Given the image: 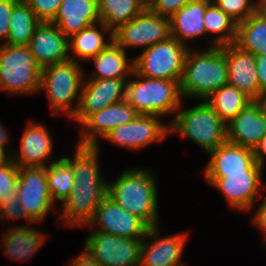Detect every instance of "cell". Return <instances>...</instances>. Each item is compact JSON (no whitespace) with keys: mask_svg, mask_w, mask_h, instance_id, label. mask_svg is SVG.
<instances>
[{"mask_svg":"<svg viewBox=\"0 0 266 266\" xmlns=\"http://www.w3.org/2000/svg\"><path fill=\"white\" fill-rule=\"evenodd\" d=\"M225 57L228 67V84L236 87L252 100H256L260 89L255 56L232 43L225 45Z\"/></svg>","mask_w":266,"mask_h":266,"instance_id":"cell-20","label":"cell"},{"mask_svg":"<svg viewBox=\"0 0 266 266\" xmlns=\"http://www.w3.org/2000/svg\"><path fill=\"white\" fill-rule=\"evenodd\" d=\"M170 36V18L153 13L148 7L113 30V42L124 50L128 47L147 49Z\"/></svg>","mask_w":266,"mask_h":266,"instance_id":"cell-10","label":"cell"},{"mask_svg":"<svg viewBox=\"0 0 266 266\" xmlns=\"http://www.w3.org/2000/svg\"><path fill=\"white\" fill-rule=\"evenodd\" d=\"M169 132L192 140L207 154L227 141L226 123L204 100L189 109L177 110Z\"/></svg>","mask_w":266,"mask_h":266,"instance_id":"cell-5","label":"cell"},{"mask_svg":"<svg viewBox=\"0 0 266 266\" xmlns=\"http://www.w3.org/2000/svg\"><path fill=\"white\" fill-rule=\"evenodd\" d=\"M40 21L24 1L19 0L12 9L10 29L7 38L8 45L28 46L35 28Z\"/></svg>","mask_w":266,"mask_h":266,"instance_id":"cell-32","label":"cell"},{"mask_svg":"<svg viewBox=\"0 0 266 266\" xmlns=\"http://www.w3.org/2000/svg\"><path fill=\"white\" fill-rule=\"evenodd\" d=\"M19 167L11 158H0V205L11 204L17 198Z\"/></svg>","mask_w":266,"mask_h":266,"instance_id":"cell-35","label":"cell"},{"mask_svg":"<svg viewBox=\"0 0 266 266\" xmlns=\"http://www.w3.org/2000/svg\"><path fill=\"white\" fill-rule=\"evenodd\" d=\"M52 147V137L46 127L30 122L21 137V149L17 154L11 153V159L18 167H45Z\"/></svg>","mask_w":266,"mask_h":266,"instance_id":"cell-21","label":"cell"},{"mask_svg":"<svg viewBox=\"0 0 266 266\" xmlns=\"http://www.w3.org/2000/svg\"><path fill=\"white\" fill-rule=\"evenodd\" d=\"M21 207L35 222L43 221L55 202L49 192L45 167H19L16 188Z\"/></svg>","mask_w":266,"mask_h":266,"instance_id":"cell-11","label":"cell"},{"mask_svg":"<svg viewBox=\"0 0 266 266\" xmlns=\"http://www.w3.org/2000/svg\"><path fill=\"white\" fill-rule=\"evenodd\" d=\"M262 173L263 168L256 162L244 173H204V178L222 192L230 207L245 212L254 207L262 189Z\"/></svg>","mask_w":266,"mask_h":266,"instance_id":"cell-8","label":"cell"},{"mask_svg":"<svg viewBox=\"0 0 266 266\" xmlns=\"http://www.w3.org/2000/svg\"><path fill=\"white\" fill-rule=\"evenodd\" d=\"M191 0H153L148 8L162 17L170 18Z\"/></svg>","mask_w":266,"mask_h":266,"instance_id":"cell-38","label":"cell"},{"mask_svg":"<svg viewBox=\"0 0 266 266\" xmlns=\"http://www.w3.org/2000/svg\"><path fill=\"white\" fill-rule=\"evenodd\" d=\"M260 2V9L266 14V0H259Z\"/></svg>","mask_w":266,"mask_h":266,"instance_id":"cell-47","label":"cell"},{"mask_svg":"<svg viewBox=\"0 0 266 266\" xmlns=\"http://www.w3.org/2000/svg\"><path fill=\"white\" fill-rule=\"evenodd\" d=\"M145 5L146 7L149 6V4L153 1V0H141Z\"/></svg>","mask_w":266,"mask_h":266,"instance_id":"cell-48","label":"cell"},{"mask_svg":"<svg viewBox=\"0 0 266 266\" xmlns=\"http://www.w3.org/2000/svg\"><path fill=\"white\" fill-rule=\"evenodd\" d=\"M126 84V100L141 115H157L159 117L175 113L182 105L180 93L181 80L154 79L141 76L134 70Z\"/></svg>","mask_w":266,"mask_h":266,"instance_id":"cell-3","label":"cell"},{"mask_svg":"<svg viewBox=\"0 0 266 266\" xmlns=\"http://www.w3.org/2000/svg\"><path fill=\"white\" fill-rule=\"evenodd\" d=\"M18 1L19 0H0V40H5L4 44H7L12 9Z\"/></svg>","mask_w":266,"mask_h":266,"instance_id":"cell-39","label":"cell"},{"mask_svg":"<svg viewBox=\"0 0 266 266\" xmlns=\"http://www.w3.org/2000/svg\"><path fill=\"white\" fill-rule=\"evenodd\" d=\"M95 223L98 224L96 229ZM86 226H93L92 231L122 238H144L150 228L141 218L124 210L108 196L100 202L93 219Z\"/></svg>","mask_w":266,"mask_h":266,"instance_id":"cell-12","label":"cell"},{"mask_svg":"<svg viewBox=\"0 0 266 266\" xmlns=\"http://www.w3.org/2000/svg\"><path fill=\"white\" fill-rule=\"evenodd\" d=\"M212 0H191L170 17V35L186 45L185 40L206 36L204 15Z\"/></svg>","mask_w":266,"mask_h":266,"instance_id":"cell-23","label":"cell"},{"mask_svg":"<svg viewBox=\"0 0 266 266\" xmlns=\"http://www.w3.org/2000/svg\"><path fill=\"white\" fill-rule=\"evenodd\" d=\"M91 59L96 72L87 79H126L134 70L133 59H127L126 50L114 42Z\"/></svg>","mask_w":266,"mask_h":266,"instance_id":"cell-27","label":"cell"},{"mask_svg":"<svg viewBox=\"0 0 266 266\" xmlns=\"http://www.w3.org/2000/svg\"><path fill=\"white\" fill-rule=\"evenodd\" d=\"M127 79H86L84 76L80 103L74 121L82 124L91 114L126 98Z\"/></svg>","mask_w":266,"mask_h":266,"instance_id":"cell-14","label":"cell"},{"mask_svg":"<svg viewBox=\"0 0 266 266\" xmlns=\"http://www.w3.org/2000/svg\"><path fill=\"white\" fill-rule=\"evenodd\" d=\"M97 5L100 21L112 31L146 8L141 0H97Z\"/></svg>","mask_w":266,"mask_h":266,"instance_id":"cell-31","label":"cell"},{"mask_svg":"<svg viewBox=\"0 0 266 266\" xmlns=\"http://www.w3.org/2000/svg\"><path fill=\"white\" fill-rule=\"evenodd\" d=\"M159 227H150L141 245L140 266H186L181 262L186 245V233L159 238ZM147 238L154 241L148 242ZM150 243V244H149Z\"/></svg>","mask_w":266,"mask_h":266,"instance_id":"cell-15","label":"cell"},{"mask_svg":"<svg viewBox=\"0 0 266 266\" xmlns=\"http://www.w3.org/2000/svg\"><path fill=\"white\" fill-rule=\"evenodd\" d=\"M97 24L90 25L69 38V51H73L77 55L76 57L91 60L113 42V31L101 21L98 24L101 30H98ZM104 32H108L110 35V40L107 43Z\"/></svg>","mask_w":266,"mask_h":266,"instance_id":"cell-29","label":"cell"},{"mask_svg":"<svg viewBox=\"0 0 266 266\" xmlns=\"http://www.w3.org/2000/svg\"><path fill=\"white\" fill-rule=\"evenodd\" d=\"M9 136L6 133V130L4 128V126H2V123H0V158H11L12 154H8L7 153V143Z\"/></svg>","mask_w":266,"mask_h":266,"instance_id":"cell-45","label":"cell"},{"mask_svg":"<svg viewBox=\"0 0 266 266\" xmlns=\"http://www.w3.org/2000/svg\"><path fill=\"white\" fill-rule=\"evenodd\" d=\"M42 68L70 59L69 39L51 22H40L28 44Z\"/></svg>","mask_w":266,"mask_h":266,"instance_id":"cell-17","label":"cell"},{"mask_svg":"<svg viewBox=\"0 0 266 266\" xmlns=\"http://www.w3.org/2000/svg\"><path fill=\"white\" fill-rule=\"evenodd\" d=\"M188 49V45L170 36L134 57V71L148 78L181 80Z\"/></svg>","mask_w":266,"mask_h":266,"instance_id":"cell-7","label":"cell"},{"mask_svg":"<svg viewBox=\"0 0 266 266\" xmlns=\"http://www.w3.org/2000/svg\"><path fill=\"white\" fill-rule=\"evenodd\" d=\"M212 2L237 24L246 20L260 7L259 0H212Z\"/></svg>","mask_w":266,"mask_h":266,"instance_id":"cell-36","label":"cell"},{"mask_svg":"<svg viewBox=\"0 0 266 266\" xmlns=\"http://www.w3.org/2000/svg\"><path fill=\"white\" fill-rule=\"evenodd\" d=\"M256 73L260 93L266 91V54L255 56Z\"/></svg>","mask_w":266,"mask_h":266,"instance_id":"cell-41","label":"cell"},{"mask_svg":"<svg viewBox=\"0 0 266 266\" xmlns=\"http://www.w3.org/2000/svg\"><path fill=\"white\" fill-rule=\"evenodd\" d=\"M204 173H244L255 163L253 149L226 141L209 153Z\"/></svg>","mask_w":266,"mask_h":266,"instance_id":"cell-24","label":"cell"},{"mask_svg":"<svg viewBox=\"0 0 266 266\" xmlns=\"http://www.w3.org/2000/svg\"><path fill=\"white\" fill-rule=\"evenodd\" d=\"M255 101L260 105L261 111L266 114V91L261 92Z\"/></svg>","mask_w":266,"mask_h":266,"instance_id":"cell-46","label":"cell"},{"mask_svg":"<svg viewBox=\"0 0 266 266\" xmlns=\"http://www.w3.org/2000/svg\"><path fill=\"white\" fill-rule=\"evenodd\" d=\"M228 84V67L224 46H212L204 51L188 49L180 81L182 98L194 97L201 101Z\"/></svg>","mask_w":266,"mask_h":266,"instance_id":"cell-2","label":"cell"},{"mask_svg":"<svg viewBox=\"0 0 266 266\" xmlns=\"http://www.w3.org/2000/svg\"><path fill=\"white\" fill-rule=\"evenodd\" d=\"M253 154L255 157V161L264 168V160L266 158V134L262 137V139L258 142V144L253 149Z\"/></svg>","mask_w":266,"mask_h":266,"instance_id":"cell-43","label":"cell"},{"mask_svg":"<svg viewBox=\"0 0 266 266\" xmlns=\"http://www.w3.org/2000/svg\"><path fill=\"white\" fill-rule=\"evenodd\" d=\"M157 115H137L131 122L114 128L104 139L127 149L139 150L168 136L169 125Z\"/></svg>","mask_w":266,"mask_h":266,"instance_id":"cell-13","label":"cell"},{"mask_svg":"<svg viewBox=\"0 0 266 266\" xmlns=\"http://www.w3.org/2000/svg\"><path fill=\"white\" fill-rule=\"evenodd\" d=\"M85 241V251L100 266H140L143 238H122L91 231Z\"/></svg>","mask_w":266,"mask_h":266,"instance_id":"cell-9","label":"cell"},{"mask_svg":"<svg viewBox=\"0 0 266 266\" xmlns=\"http://www.w3.org/2000/svg\"><path fill=\"white\" fill-rule=\"evenodd\" d=\"M22 217H25L27 222L34 223V221L28 216L26 211L21 207L18 198L13 200L11 204L0 205V219H2V221L16 220Z\"/></svg>","mask_w":266,"mask_h":266,"instance_id":"cell-40","label":"cell"},{"mask_svg":"<svg viewBox=\"0 0 266 266\" xmlns=\"http://www.w3.org/2000/svg\"><path fill=\"white\" fill-rule=\"evenodd\" d=\"M204 101L228 124L253 100L236 87L226 84L214 91Z\"/></svg>","mask_w":266,"mask_h":266,"instance_id":"cell-30","label":"cell"},{"mask_svg":"<svg viewBox=\"0 0 266 266\" xmlns=\"http://www.w3.org/2000/svg\"><path fill=\"white\" fill-rule=\"evenodd\" d=\"M99 149V143L96 146L77 145L73 158L64 157L72 165L74 177L72 191L107 193V182L99 172Z\"/></svg>","mask_w":266,"mask_h":266,"instance_id":"cell-18","label":"cell"},{"mask_svg":"<svg viewBox=\"0 0 266 266\" xmlns=\"http://www.w3.org/2000/svg\"><path fill=\"white\" fill-rule=\"evenodd\" d=\"M253 224L257 228H260L261 232L264 233V240L266 239V198L263 200V202L260 204V206L257 208V210L254 213V216H252Z\"/></svg>","mask_w":266,"mask_h":266,"instance_id":"cell-42","label":"cell"},{"mask_svg":"<svg viewBox=\"0 0 266 266\" xmlns=\"http://www.w3.org/2000/svg\"><path fill=\"white\" fill-rule=\"evenodd\" d=\"M203 19L206 34H218L213 39L212 46H224L235 42L237 23L213 2L207 6Z\"/></svg>","mask_w":266,"mask_h":266,"instance_id":"cell-33","label":"cell"},{"mask_svg":"<svg viewBox=\"0 0 266 266\" xmlns=\"http://www.w3.org/2000/svg\"><path fill=\"white\" fill-rule=\"evenodd\" d=\"M234 44L254 56L266 54V14L258 8L237 24Z\"/></svg>","mask_w":266,"mask_h":266,"instance_id":"cell-28","label":"cell"},{"mask_svg":"<svg viewBox=\"0 0 266 266\" xmlns=\"http://www.w3.org/2000/svg\"><path fill=\"white\" fill-rule=\"evenodd\" d=\"M69 266H100L85 250Z\"/></svg>","mask_w":266,"mask_h":266,"instance_id":"cell-44","label":"cell"},{"mask_svg":"<svg viewBox=\"0 0 266 266\" xmlns=\"http://www.w3.org/2000/svg\"><path fill=\"white\" fill-rule=\"evenodd\" d=\"M139 115L135 108L125 99L91 114L81 124V138L77 145L96 146L98 136L105 137L114 128L131 122Z\"/></svg>","mask_w":266,"mask_h":266,"instance_id":"cell-16","label":"cell"},{"mask_svg":"<svg viewBox=\"0 0 266 266\" xmlns=\"http://www.w3.org/2000/svg\"><path fill=\"white\" fill-rule=\"evenodd\" d=\"M48 187L54 202L61 201L71 193L74 185L72 165L63 157L46 166Z\"/></svg>","mask_w":266,"mask_h":266,"instance_id":"cell-34","label":"cell"},{"mask_svg":"<svg viewBox=\"0 0 266 266\" xmlns=\"http://www.w3.org/2000/svg\"><path fill=\"white\" fill-rule=\"evenodd\" d=\"M157 194L154 174L142 168L126 169L113 183H107V196L149 227L160 225Z\"/></svg>","mask_w":266,"mask_h":266,"instance_id":"cell-1","label":"cell"},{"mask_svg":"<svg viewBox=\"0 0 266 266\" xmlns=\"http://www.w3.org/2000/svg\"><path fill=\"white\" fill-rule=\"evenodd\" d=\"M99 22L97 0H62L51 21L68 39Z\"/></svg>","mask_w":266,"mask_h":266,"instance_id":"cell-22","label":"cell"},{"mask_svg":"<svg viewBox=\"0 0 266 266\" xmlns=\"http://www.w3.org/2000/svg\"><path fill=\"white\" fill-rule=\"evenodd\" d=\"M35 13L40 22H51L59 9L62 0H22Z\"/></svg>","mask_w":266,"mask_h":266,"instance_id":"cell-37","label":"cell"},{"mask_svg":"<svg viewBox=\"0 0 266 266\" xmlns=\"http://www.w3.org/2000/svg\"><path fill=\"white\" fill-rule=\"evenodd\" d=\"M41 67L28 46H0V90L18 95L40 90Z\"/></svg>","mask_w":266,"mask_h":266,"instance_id":"cell-6","label":"cell"},{"mask_svg":"<svg viewBox=\"0 0 266 266\" xmlns=\"http://www.w3.org/2000/svg\"><path fill=\"white\" fill-rule=\"evenodd\" d=\"M26 226L9 227L3 234V251L13 260L30 259L46 240V235L40 230Z\"/></svg>","mask_w":266,"mask_h":266,"instance_id":"cell-25","label":"cell"},{"mask_svg":"<svg viewBox=\"0 0 266 266\" xmlns=\"http://www.w3.org/2000/svg\"><path fill=\"white\" fill-rule=\"evenodd\" d=\"M80 64L70 56L67 61L41 69L40 91L44 89L47 92L53 115L61 111L72 119L76 114L85 76ZM74 102H77L75 107Z\"/></svg>","mask_w":266,"mask_h":266,"instance_id":"cell-4","label":"cell"},{"mask_svg":"<svg viewBox=\"0 0 266 266\" xmlns=\"http://www.w3.org/2000/svg\"><path fill=\"white\" fill-rule=\"evenodd\" d=\"M107 196V193H85L79 191H71L65 198L61 206L62 219L71 227H83L88 225L93 219L95 211L100 202Z\"/></svg>","mask_w":266,"mask_h":266,"instance_id":"cell-26","label":"cell"},{"mask_svg":"<svg viewBox=\"0 0 266 266\" xmlns=\"http://www.w3.org/2000/svg\"><path fill=\"white\" fill-rule=\"evenodd\" d=\"M226 128L228 142L254 149L266 134V114L253 100L226 124Z\"/></svg>","mask_w":266,"mask_h":266,"instance_id":"cell-19","label":"cell"}]
</instances>
